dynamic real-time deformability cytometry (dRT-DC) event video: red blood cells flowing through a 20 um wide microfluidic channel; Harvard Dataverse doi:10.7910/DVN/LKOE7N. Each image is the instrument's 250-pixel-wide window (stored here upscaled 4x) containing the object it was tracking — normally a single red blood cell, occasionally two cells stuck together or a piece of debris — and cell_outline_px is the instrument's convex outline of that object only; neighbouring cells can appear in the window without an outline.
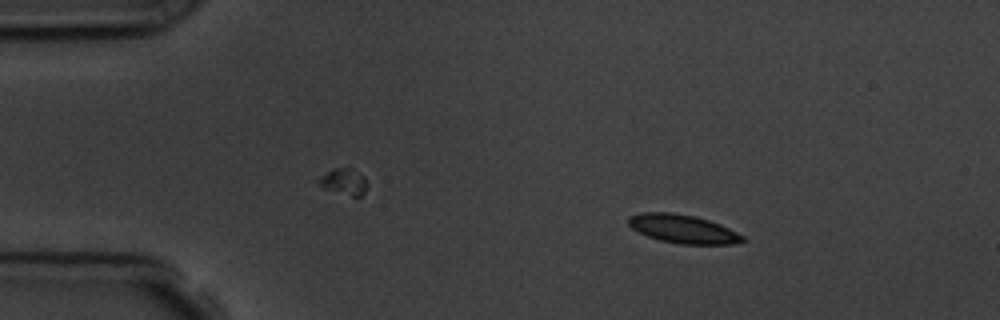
{"species": "common noctule bat (a hibernating species)", "species_latin": "Nyctalus noctula", "temperature_condition": "room temperature", "stored_images_in_passage": 4, "camera_frame_rate_fps": 3000, "um_per_image_px": 0.085, "animal": {"sex": "male", "body_mass_g": 19.5, "forearm_length_mm": 54.6}, "frame": {"image": 1, "passage_image": 2, "time_ms": 1.0, "image_size_px": [1000, 320], "cell_outline_px": [[748, 240], [732, 244], [680, 244], [660, 240], [648, 236], [632, 228], [628, 224], [628, 216], [640, 212], [672, 212], [692, 216], [708, 220], [720, 224], [744, 236]], "centroid_in_image_um": [58.04, 19.46], "position_along_channel_um": 27.0, "area_um2": 18.9}}